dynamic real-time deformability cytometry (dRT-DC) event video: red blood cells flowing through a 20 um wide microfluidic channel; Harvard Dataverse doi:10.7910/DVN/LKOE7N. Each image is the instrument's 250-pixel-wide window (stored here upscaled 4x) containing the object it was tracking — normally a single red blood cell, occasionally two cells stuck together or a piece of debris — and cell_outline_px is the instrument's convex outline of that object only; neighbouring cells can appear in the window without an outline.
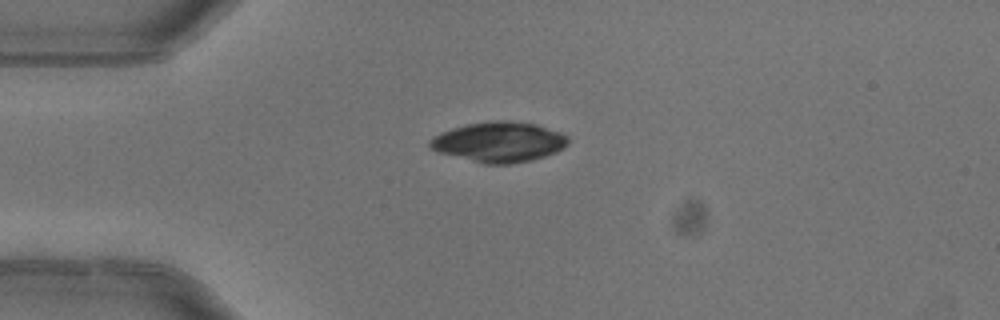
{"species": "common noctule bat (a hibernating species)", "species_latin": "Nyctalus noctula", "temperature_condition": "warm", "stored_images_in_passage": 1, "camera_frame_rate_fps": 3000, "um_per_image_px": 0.085, "animal": {"sex": "female"}, "frame": {"image": 1, "passage_image": 1, "time_ms": 0.0, "image_size_px": [1000, 320], "cell_outline_px": [[568, 144], [564, 148], [556, 152], [532, 160], [508, 164], [484, 164], [440, 152], [432, 148], [428, 144], [428, 140], [452, 128], [468, 124], [492, 120], [504, 120], [536, 124], [560, 132], [568, 136]], "centroid_in_image_um": [42.46, 12.06], "position_along_channel_um": 42.5, "area_um2": 32.08}}